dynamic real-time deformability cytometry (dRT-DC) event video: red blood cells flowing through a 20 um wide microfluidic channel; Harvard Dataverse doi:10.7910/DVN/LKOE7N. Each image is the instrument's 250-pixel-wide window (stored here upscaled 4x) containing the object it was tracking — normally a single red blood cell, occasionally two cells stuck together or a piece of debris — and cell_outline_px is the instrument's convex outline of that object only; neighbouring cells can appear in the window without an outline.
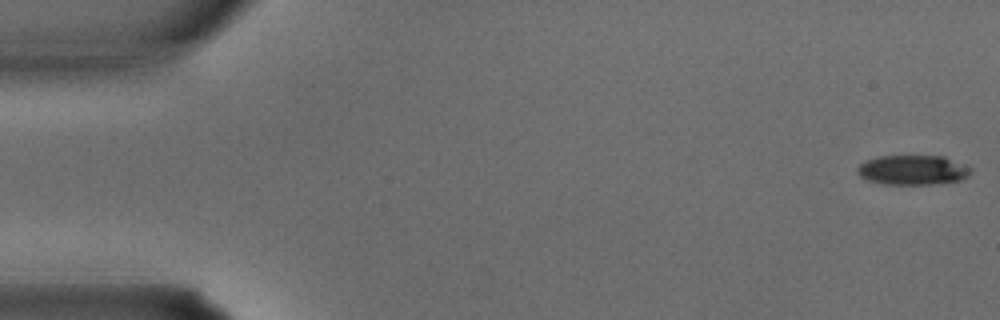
{"species": "common noctule bat (a hibernating species)", "species_latin": "Nyctalus noctula", "temperature_condition": "warm", "stored_images_in_passage": 34, "camera_frame_rate_fps": 3000, "um_per_image_px": 0.085, "animal": {"sex": "male", "body_mass_g": 15.6}, "frame": {"image": 1, "passage_image": 1, "time_ms": 0.0, "image_size_px": [1000, 320], "cell_outline_px": [[972, 172], [968, 176], [960, 180], [932, 184], [884, 184], [868, 180], [860, 176], [856, 172], [856, 168], [860, 164], [868, 160], [880, 156], [944, 156], [968, 164], [972, 168]], "centroid_in_image_um": [77.64, 14.44], "position_along_channel_um": 7.4, "area_um2": 19.77}}
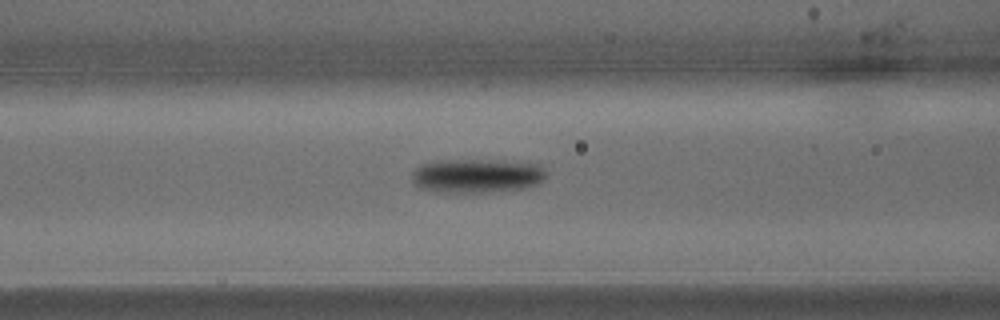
{"frame": {"image": 2, "passage_image": 14, "time_ms": 4.333, "image_size_px": [1000, 320], "cell_outline_px": [[548, 176], [540, 184], [520, 188], [480, 192], [436, 192], [420, 188], [412, 184], [412, 172], [420, 164], [448, 160], [476, 160], [540, 164], [548, 172]], "centroid_in_image_um": [40.53, 14.95], "position_along_channel_um": 126.1, "area_um2": 26.47}}
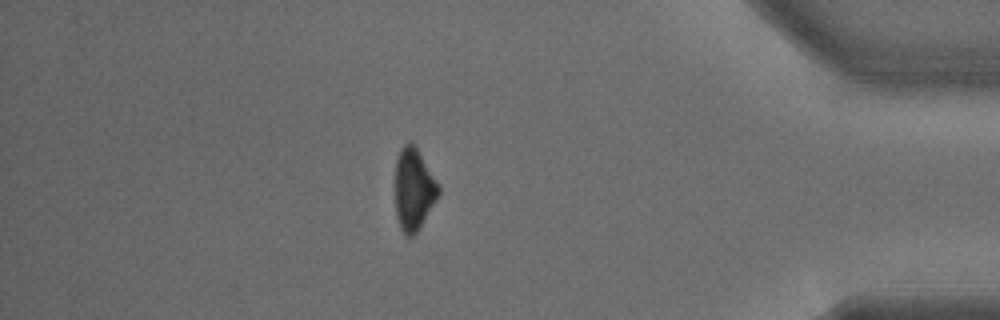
{"frame": {"image": 3, "passage_image": 30, "time_ms": 9.667, "image_size_px": [1000, 320], "cell_outline_px": [[440, 192], [436, 200], [416, 232], [412, 236], [404, 236], [400, 228], [396, 216], [396, 160], [400, 148], [408, 140], [416, 148], [440, 184]], "centroid_in_image_um": [35.16, 16.09], "position_along_channel_um": 400.0, "area_um2": 20.52}}